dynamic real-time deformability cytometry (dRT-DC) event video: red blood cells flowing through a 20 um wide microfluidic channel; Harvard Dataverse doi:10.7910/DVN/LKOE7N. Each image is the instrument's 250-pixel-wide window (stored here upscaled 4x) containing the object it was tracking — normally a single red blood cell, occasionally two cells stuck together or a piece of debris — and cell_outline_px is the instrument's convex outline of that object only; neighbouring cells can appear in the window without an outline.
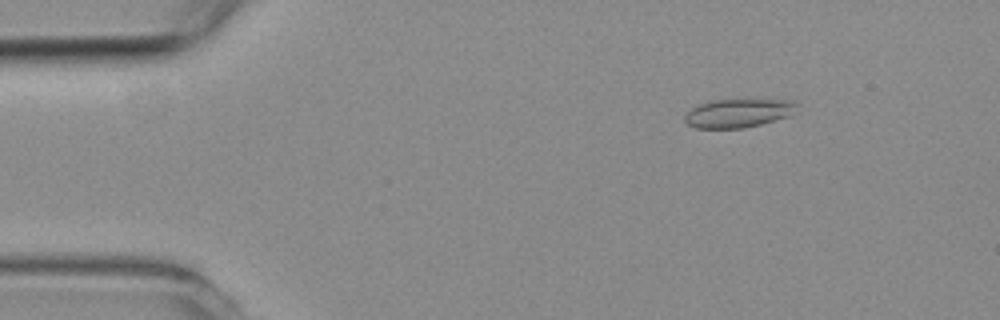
{"species": "common noctule bat (a hibernating species)", "species_latin": "Nyctalus noctula", "temperature_condition": "room temperature", "stored_images_in_passage": 6, "camera_frame_rate_fps": 3000, "um_per_image_px": 0.085, "animal": {"sex": "female", "body_mass_g": 19.3, "forearm_length_mm": 54.1}, "frame": {"image": 1, "passage_image": 2, "time_ms": 1.333, "image_size_px": [1000, 320], "cell_outline_px": [[796, 104], [788, 116], [776, 120], [744, 128], [696, 128], [688, 124], [684, 120], [684, 116], [692, 108], [700, 104], [716, 100], [792, 100]], "centroid_in_image_um": [62.7, 9.63], "position_along_channel_um": 22.3, "area_um2": 18.21}}